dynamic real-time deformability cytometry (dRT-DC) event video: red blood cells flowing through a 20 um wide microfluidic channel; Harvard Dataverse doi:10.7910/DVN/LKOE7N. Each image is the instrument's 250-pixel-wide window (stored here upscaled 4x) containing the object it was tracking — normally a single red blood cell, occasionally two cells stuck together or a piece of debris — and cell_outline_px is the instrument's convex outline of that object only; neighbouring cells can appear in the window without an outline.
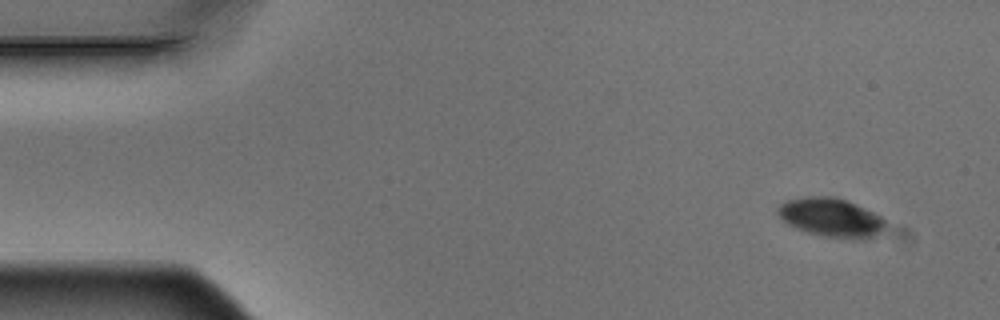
{"species": "Egyptian fruit bat (a non-hibernating species)", "species_latin": "Rousettus aegyptiacus", "temperature_condition": "warm", "stored_images_in_passage": 5, "camera_frame_rate_fps": 3000, "um_per_image_px": 0.085, "animal": {"sex": "male"}, "frame": {"image": 1, "passage_image": 1, "time_ms": 0.0, "image_size_px": [1000, 320], "cell_outline_px": [[888, 224], [876, 236], [864, 240], [852, 240], [824, 236], [808, 232], [796, 228], [788, 224], [776, 212], [776, 208], [780, 204], [788, 200], [808, 196], [836, 196], [856, 204], [880, 216]], "centroid_in_image_um": [70.67, 18.5], "position_along_channel_um": 14.3, "area_um2": 24.57}}
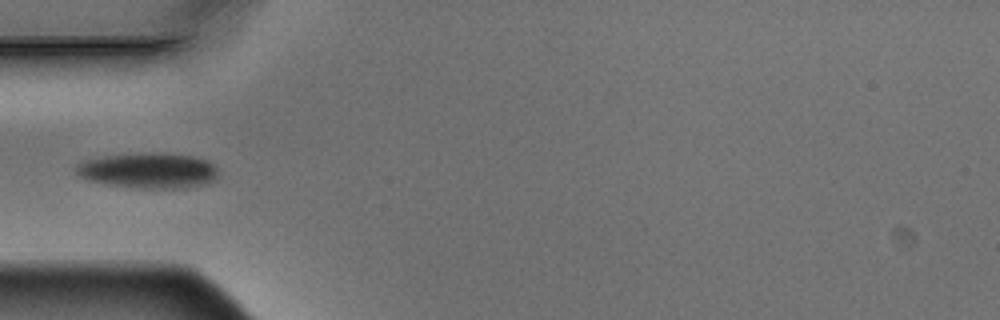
{"frame": {"image": 2, "passage_image": 5, "time_ms": 1.333, "image_size_px": [1000, 320], "cell_outline_px": [[216, 180], [208, 184], [192, 188], [136, 188], [104, 184], [88, 180], [80, 176], [76, 172], [76, 164], [88, 160], [104, 156], [160, 152], [164, 152], [192, 156], [208, 160], [216, 168]], "centroid_in_image_um": [12.66, 14.51], "position_along_channel_um": 72.3, "area_um2": 29.54}}